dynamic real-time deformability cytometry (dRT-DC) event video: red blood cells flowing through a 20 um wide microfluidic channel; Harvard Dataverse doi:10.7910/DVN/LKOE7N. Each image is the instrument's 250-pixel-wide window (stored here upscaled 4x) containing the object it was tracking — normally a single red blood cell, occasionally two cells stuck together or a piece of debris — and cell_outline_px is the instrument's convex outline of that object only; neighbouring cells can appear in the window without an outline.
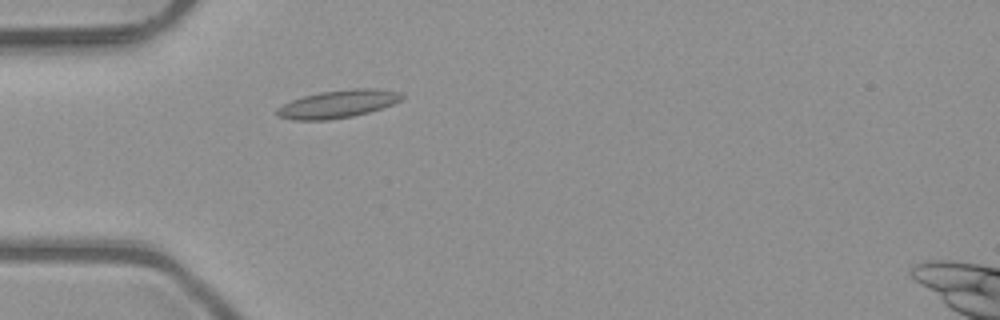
{"species": "common noctule bat (a hibernating species)", "species_latin": "Nyctalus noctula", "temperature_condition": "room temperature", "stored_images_in_passage": 3, "camera_frame_rate_fps": 3000, "um_per_image_px": 0.085, "animal": {"sex": "male", "body_mass_g": 23.1, "forearm_length_mm": 52.7}, "frame": {"image": 1, "passage_image": 3, "time_ms": 0.667, "image_size_px": [1000, 320], "cell_outline_px": [[404, 96], [400, 100], [392, 104], [368, 112], [352, 116], [328, 120], [292, 120], [276, 116], [276, 108], [292, 100], [304, 96], [320, 92], [352, 88], [376, 88], [404, 92]], "centroid_in_image_um": [28.72, 8.83], "position_along_channel_um": 56.3, "area_um2": 20.29}}